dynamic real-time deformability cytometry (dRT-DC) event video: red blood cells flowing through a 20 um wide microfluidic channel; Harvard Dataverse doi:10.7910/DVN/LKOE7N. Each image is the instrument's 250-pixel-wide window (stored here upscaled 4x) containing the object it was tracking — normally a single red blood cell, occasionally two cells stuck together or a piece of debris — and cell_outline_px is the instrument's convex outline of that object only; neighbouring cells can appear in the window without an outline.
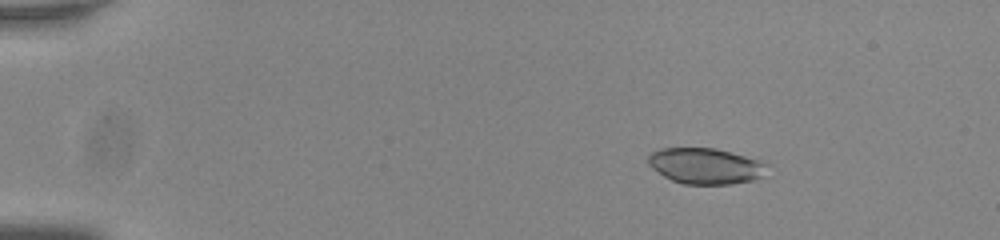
{"species": "common noctule bat (a hibernating species)", "species_latin": "Nyctalus noctula", "temperature_condition": "room temperature", "stored_images_in_passage": 55, "camera_frame_rate_fps": 3000, "um_per_image_px": 0.085, "animal": {"sex": "male", "body_mass_g": 20.0, "forearm_length_mm": 53.3}, "frame": {"image": 1, "passage_image": 9, "time_ms": 2.667, "image_size_px": [1000, 240], "cell_outline_px": [[768, 164], [760, 176], [752, 180], [732, 184], [684, 184], [672, 180], [664, 176], [652, 168], [648, 164], [648, 156], [652, 152], [660, 148], [716, 148], [768, 160]], "centroid_in_image_um": [60.01, 14.08], "position_along_channel_um": 25.0, "area_um2": 25.14}}
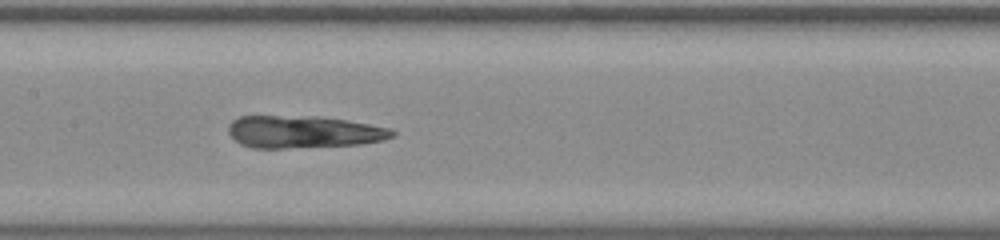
{"frame": {"image": 2, "passage_image": 29, "time_ms": 9.333, "image_size_px": [1000, 240], "cell_outline_px": [[396, 136], [384, 140], [360, 144], [284, 148], [252, 148], [240, 144], [228, 132], [228, 124], [232, 120], [240, 116], [316, 116], [344, 120], [392, 128], [396, 132]], "centroid_in_image_um": [25.8, 11.21], "position_along_channel_um": 181.6, "area_um2": 30.92}}
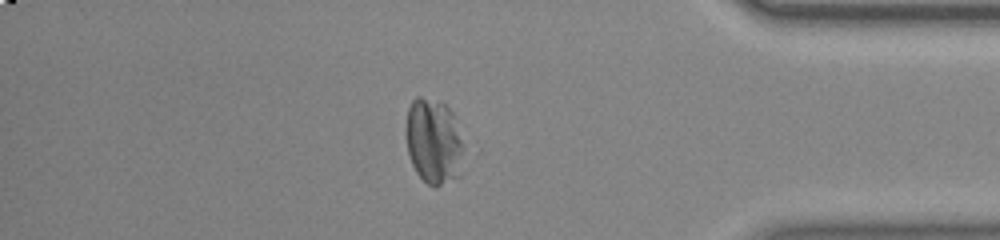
{"frame": {"image": 3, "passage_image": 48, "time_ms": 15.667, "image_size_px": [1000, 240], "cell_outline_px": [[468, 148], [460, 176], [436, 188], [432, 188], [416, 172], [412, 164], [408, 152], [404, 132], [404, 128], [408, 108], [412, 100], [416, 96], [420, 96], [444, 104], [452, 112]], "centroid_in_image_um": [36.91, 12.05], "position_along_channel_um": 398.3, "area_um2": 30.06}}